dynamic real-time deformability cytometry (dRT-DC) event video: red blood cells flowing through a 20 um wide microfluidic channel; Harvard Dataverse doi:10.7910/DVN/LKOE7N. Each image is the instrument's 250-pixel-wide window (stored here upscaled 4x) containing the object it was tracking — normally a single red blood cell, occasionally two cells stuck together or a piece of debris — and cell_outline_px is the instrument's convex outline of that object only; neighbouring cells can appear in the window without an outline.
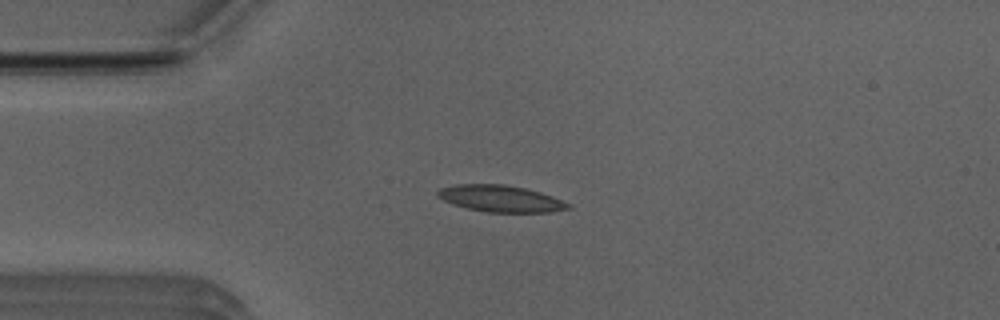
{"species": "Egyptian fruit bat (a non-hibernating species)", "species_latin": "Rousettus aegyptiacus", "temperature_condition": "room temperature", "stored_images_in_passage": 50, "camera_frame_rate_fps": 3000, "um_per_image_px": 0.085, "animal": {"sex": "male"}, "frame": {"image": 1, "passage_image": 11, "time_ms": 3.333, "image_size_px": [1000, 320], "cell_outline_px": [[572, 208], [552, 212], [488, 212], [468, 208], [452, 204], [436, 196], [436, 192], [440, 188], [456, 184], [504, 184], [524, 188], [540, 192], [552, 196], [572, 204]], "centroid_in_image_um": [42.57, 16.88], "position_along_channel_um": 42.4, "area_um2": 20.29}}
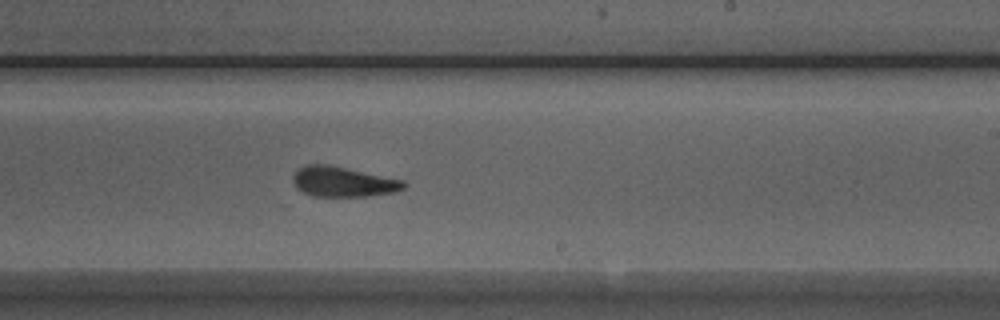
{"frame": {"image": 2, "passage_image": 29, "time_ms": 9.333, "image_size_px": [1000, 320], "cell_outline_px": [[408, 184], [404, 188], [396, 192], [368, 196], [312, 196], [296, 188], [292, 180], [292, 176], [296, 168], [304, 164], [328, 164], [404, 180]], "centroid_in_image_um": [29.13, 15.44], "position_along_channel_um": 259.9, "area_um2": 19.71}}
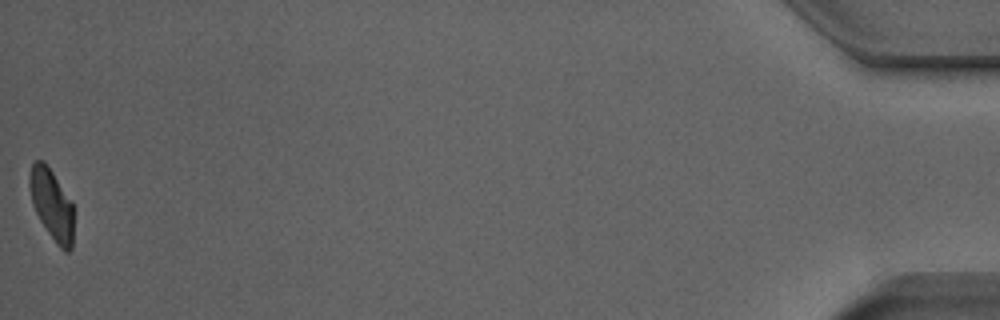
{"frame": {"image": 3, "passage_image": 50, "time_ms": 16.333, "image_size_px": [1000, 320], "cell_outline_px": [[72, 248], [68, 252], [64, 252], [56, 244], [40, 220], [32, 204], [28, 184], [28, 176], [32, 164], [36, 160], [44, 160], [52, 172], [72, 204]], "centroid_in_image_um": [4.36, 17.38], "position_along_channel_um": 430.8, "area_um2": 17.92}, "authors_computed_cell_mechanics": {"area_um2": 19.7676, "velocity_mm_per_s": 3.9573, "shape_relaxation_time_tau1_ms": 4.4049, "shape_relaxation_time_tau2_ms": 2.008, "deformation_change_tau1": 0.1657, "deformation_change_tau2": 0.1006}}